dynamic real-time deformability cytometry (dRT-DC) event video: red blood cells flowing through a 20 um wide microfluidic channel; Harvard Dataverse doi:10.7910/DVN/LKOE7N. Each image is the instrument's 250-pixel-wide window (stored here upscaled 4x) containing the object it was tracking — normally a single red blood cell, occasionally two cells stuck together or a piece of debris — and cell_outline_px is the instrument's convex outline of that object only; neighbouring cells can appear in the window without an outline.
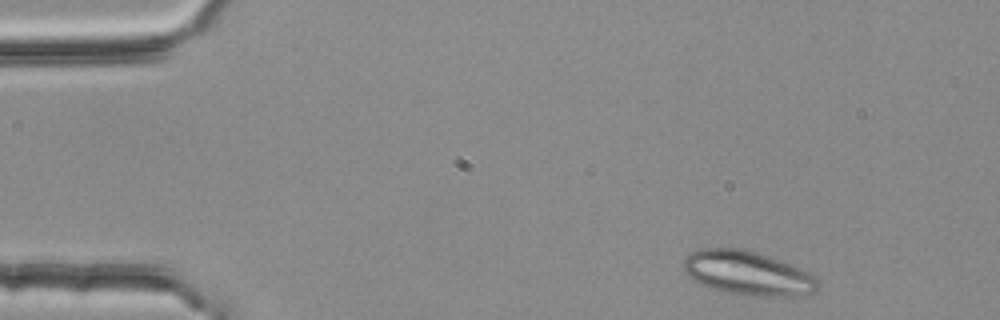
{"species": "common noctule bat (a hibernating species)", "species_latin": "Nyctalus noctula", "temperature_condition": "room temperature", "stored_images_in_passage": 3, "camera_frame_rate_fps": 3000, "um_per_image_px": 0.085, "animal": {"sex": "female", "body_mass_g": 25.1}, "frame": {"image": 1, "passage_image": 1, "time_ms": 0.0, "image_size_px": [1000, 320], "cell_outline_px": [[820, 280], [816, 292], [796, 296], [764, 296], [724, 292], [708, 288], [684, 276], [680, 264], [684, 256], [700, 248], [744, 248], [756, 252], [800, 268], [816, 276]], "centroid_in_image_um": [63.47, 23.21], "position_along_channel_um": 21.5, "area_um2": 35.08}}